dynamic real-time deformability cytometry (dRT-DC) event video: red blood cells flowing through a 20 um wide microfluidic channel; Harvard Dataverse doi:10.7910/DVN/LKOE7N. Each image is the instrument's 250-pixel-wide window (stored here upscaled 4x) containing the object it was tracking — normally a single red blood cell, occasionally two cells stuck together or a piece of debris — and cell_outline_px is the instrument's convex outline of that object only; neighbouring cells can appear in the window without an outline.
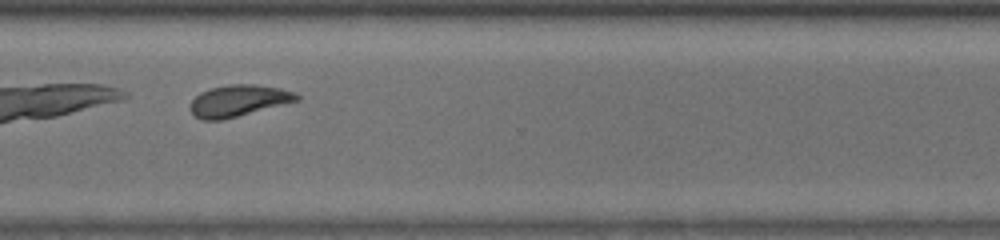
{"species": "common noctule bat (a hibernating species)", "species_latin": "Nyctalus noctula", "temperature_condition": "room temperature", "stored_images_in_passage": 35, "camera_frame_rate_fps": 3000, "um_per_image_px": 0.085, "animal": {"sex": "male", "body_mass_g": 13.0, "forearm_length_mm": 53.1}, "frame": {"image": 1, "passage_image": 25, "time_ms": 8.0, "image_size_px": [1000, 240], "cell_outline_px": [[300, 100], [220, 120], [204, 120], [196, 116], [188, 108], [188, 104], [200, 92], [212, 88], [228, 84], [256, 84], [280, 88], [296, 92], [300, 96]], "centroid_in_image_um": [20.27, 8.54], "position_along_channel_um": 350.3, "area_um2": 19.48}, "authors_computed_cell_mechanics": {"area_um2": 19.8832, "velocity_mm_per_s": 3.9431, "shape_relaxation_time_tau1_ms": 4.0708, "shape_relaxation_time_tau2_ms": 1.0806, "deformation_change_tau1": 0.1385, "deformation_change_tau2": 0.0706}}